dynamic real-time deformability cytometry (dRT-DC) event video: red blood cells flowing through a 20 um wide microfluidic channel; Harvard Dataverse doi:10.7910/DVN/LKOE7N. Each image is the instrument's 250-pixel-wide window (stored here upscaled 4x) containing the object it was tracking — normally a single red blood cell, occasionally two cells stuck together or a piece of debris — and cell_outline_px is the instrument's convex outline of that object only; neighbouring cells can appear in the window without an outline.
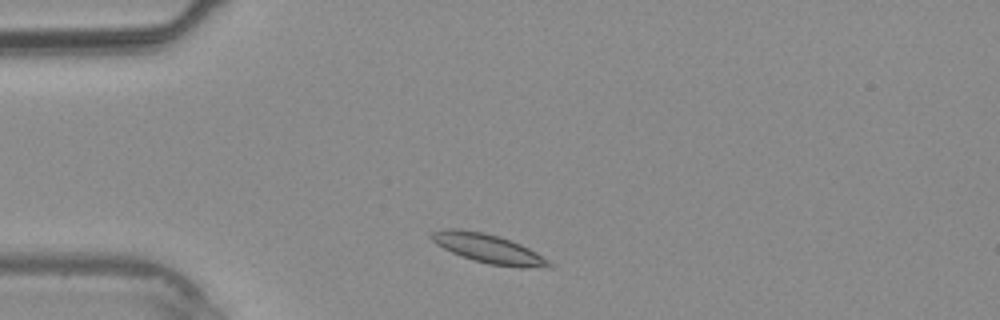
{"species": "common noctule bat (a hibernating species)", "species_latin": "Nyctalus noctula", "temperature_condition": "warm", "stored_images_in_passage": 32, "camera_frame_rate_fps": 3000, "um_per_image_px": 0.085, "animal": {"sex": "male", "body_mass_g": 20.4}, "frame": {"image": 1, "passage_image": 3, "time_ms": 0.667, "image_size_px": [1000, 320], "cell_outline_px": [[552, 268], [520, 268], [488, 264], [452, 252], [436, 244], [428, 236], [432, 232], [444, 228], [456, 228], [484, 232], [520, 244], [536, 252], [548, 260], [552, 264]], "centroid_in_image_um": [41.52, 21.14], "position_along_channel_um": 43.5, "area_um2": 19.77}}
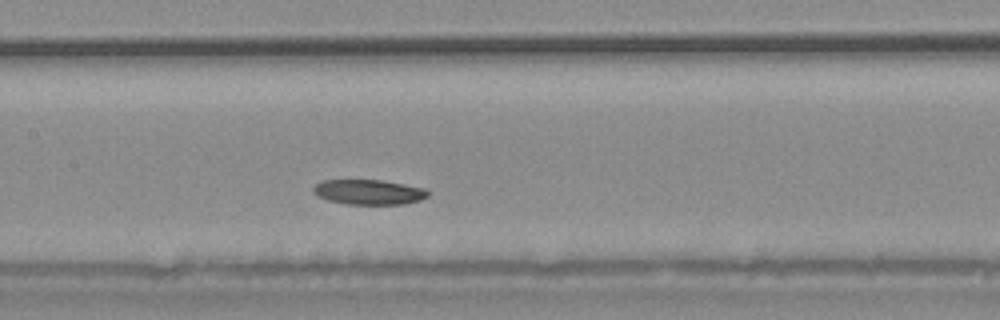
{"frame": {"image": 2, "passage_image": 12, "time_ms": 3.667, "image_size_px": [1000, 320], "cell_outline_px": [[432, 192], [428, 196], [420, 200], [404, 204], [348, 204], [328, 200], [316, 196], [312, 192], [312, 188], [316, 184], [324, 180], [384, 180], [424, 188]], "centroid_in_image_um": [31.36, 16.32], "position_along_channel_um": 176.0, "area_um2": 16.82}}
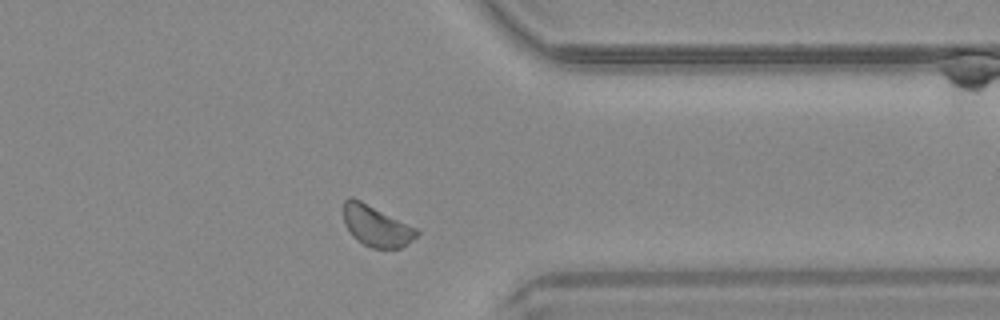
{"frame": {"image": 3, "passage_image": 24, "time_ms": 7.667, "image_size_px": [1000, 320], "cell_outline_px": [[420, 232], [408, 244], [400, 248], [372, 248], [364, 244], [352, 236], [344, 224], [344, 200], [348, 196], [352, 196], [416, 228]], "centroid_in_image_um": [31.96, 19.2], "position_along_channel_um": 379.4, "area_um2": 17.28}}